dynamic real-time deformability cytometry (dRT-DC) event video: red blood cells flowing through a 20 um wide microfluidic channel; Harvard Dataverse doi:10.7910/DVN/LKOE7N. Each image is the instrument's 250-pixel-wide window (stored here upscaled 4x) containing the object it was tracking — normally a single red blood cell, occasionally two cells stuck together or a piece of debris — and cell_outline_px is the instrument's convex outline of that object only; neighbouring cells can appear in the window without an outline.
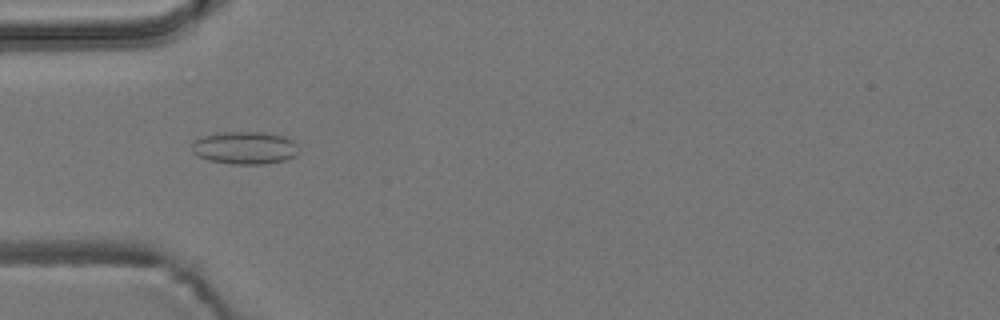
{"species": "common noctule bat (a hibernating species)", "species_latin": "Nyctalus noctula", "temperature_condition": "room temperature", "stored_images_in_passage": 53, "camera_frame_rate_fps": 3000, "um_per_image_px": 0.085, "animal": {"sex": "male", "body_mass_g": 19.2, "forearm_length_mm": 51.8}, "frame": {"image": 1, "passage_image": 18, "time_ms": 5.667, "image_size_px": [1000, 320], "cell_outline_px": [[296, 156], [284, 160], [264, 164], [232, 164], [208, 160], [192, 152], [192, 140], [200, 136], [220, 132], [268, 132], [284, 136], [292, 140], [296, 144]], "centroid_in_image_um": [20.77, 12.55], "position_along_channel_um": 64.2, "area_um2": 20.46}}
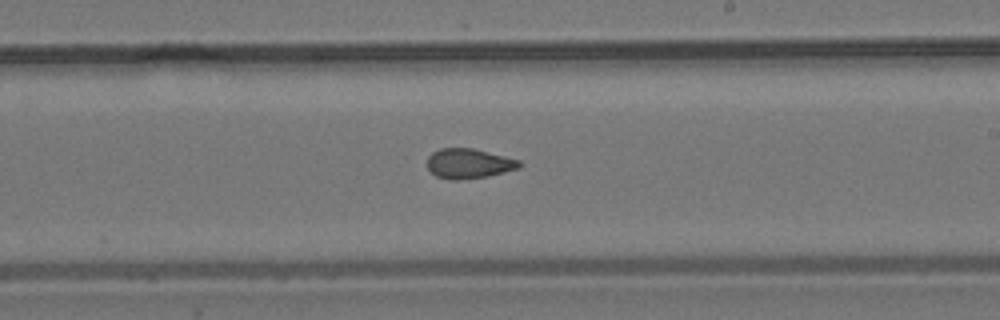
{"frame": {"image": 2, "passage_image": 33, "time_ms": 10.667, "image_size_px": [1000, 320], "cell_outline_px": [[524, 164], [520, 168], [488, 176], [456, 180], [436, 176], [428, 168], [428, 156], [432, 152], [440, 148], [472, 148], [520, 160]], "centroid_in_image_um": [39.87, 13.89], "position_along_channel_um": 249.1, "area_um2": 15.95}}
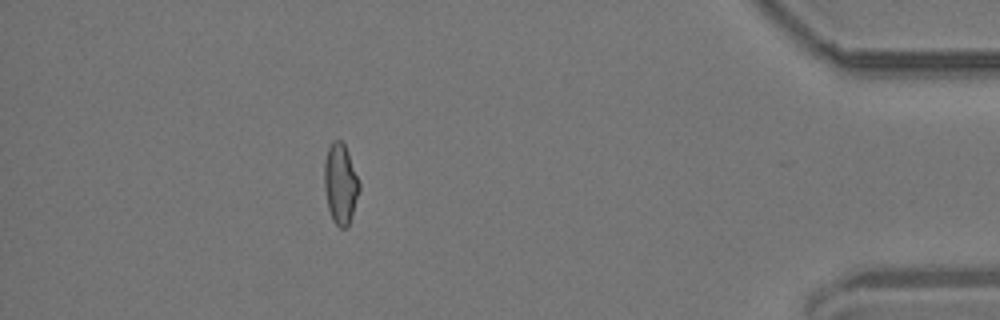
{"frame": {"image": 3, "passage_image": 50, "time_ms": 16.333, "image_size_px": [1000, 320], "cell_outline_px": [[360, 188], [348, 228], [340, 228], [332, 220], [328, 208], [324, 188], [324, 160], [328, 148], [332, 140], [340, 140], [344, 144], [348, 152], [360, 184]], "centroid_in_image_um": [28.92, 15.63], "position_along_channel_um": 406.3, "area_um2": 16.42}, "authors_computed_cell_mechanics": {"area_um2": 16.5886, "velocity_mm_per_s": 3.711, "shape_relaxation_time_tau1_ms": null, "shape_relaxation_time_tau2_ms": 1.8417, "deformation_change_tau1": null, "deformation_change_tau2": 0.0783}}